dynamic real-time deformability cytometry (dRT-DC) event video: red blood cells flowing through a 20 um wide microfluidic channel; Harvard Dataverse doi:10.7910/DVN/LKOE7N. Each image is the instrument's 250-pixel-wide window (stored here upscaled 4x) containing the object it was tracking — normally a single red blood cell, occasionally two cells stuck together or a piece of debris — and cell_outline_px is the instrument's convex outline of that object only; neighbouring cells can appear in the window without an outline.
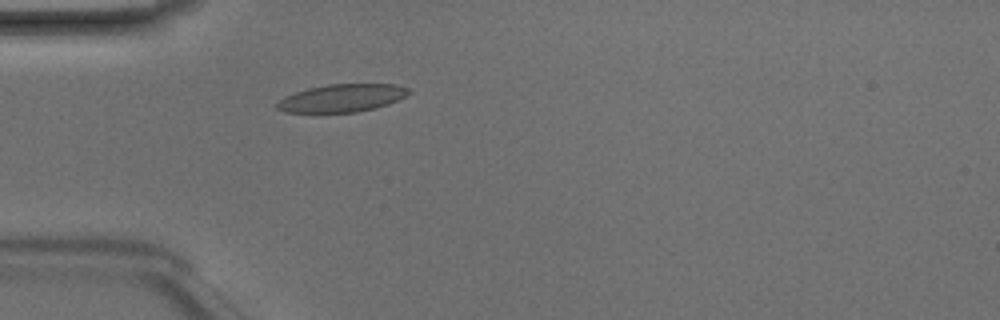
{"species": "Egyptian fruit bat (a non-hibernating species)", "species_latin": "Rousettus aegyptiacus", "temperature_condition": "room temperature", "stored_images_in_passage": 46, "camera_frame_rate_fps": 3000, "um_per_image_px": 0.085, "animal": {"sex": "male"}, "frame": {"image": 1, "passage_image": 12, "time_ms": 3.667, "image_size_px": [1000, 320], "cell_outline_px": [[412, 92], [388, 104], [376, 108], [356, 112], [284, 112], [276, 108], [276, 104], [284, 96], [308, 88], [328, 84], [396, 84], [408, 88]], "centroid_in_image_um": [29.06, 8.33], "position_along_channel_um": 55.9, "area_um2": 21.21}}
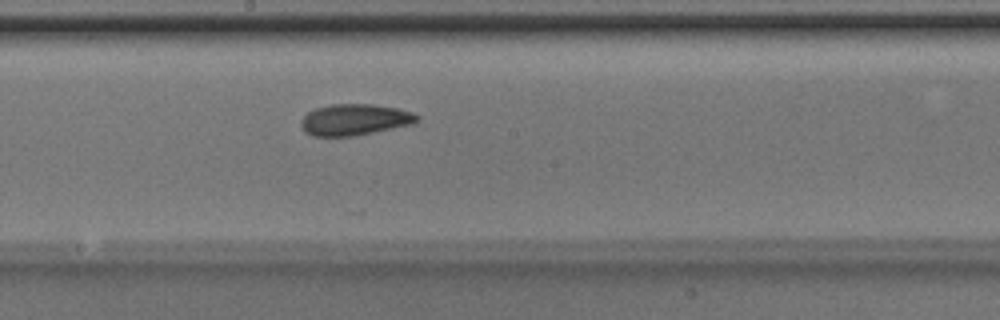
{"frame": {"image": 2, "passage_image": 24, "time_ms": 7.667, "image_size_px": [1000, 320], "cell_outline_px": [[420, 120], [412, 124], [352, 136], [312, 136], [304, 132], [300, 124], [300, 120], [308, 112], [316, 108], [328, 104], [372, 104], [396, 108], [412, 112], [420, 116]], "centroid_in_image_um": [30.12, 10.17], "position_along_channel_um": 218.1, "area_um2": 21.15}}
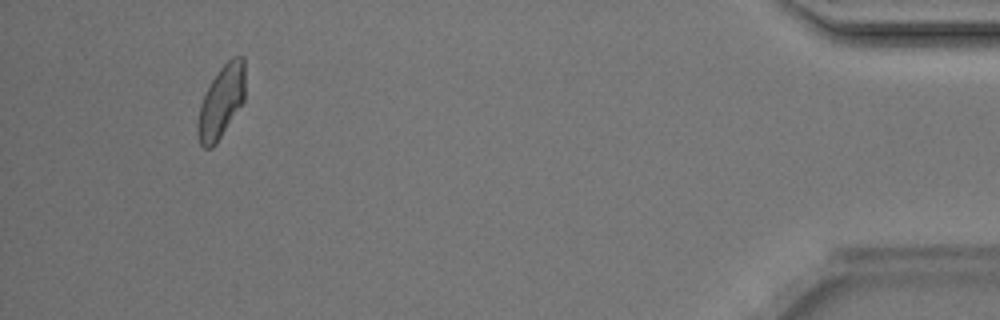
{"frame": {"image": 3, "passage_image": 43, "time_ms": 14.0, "image_size_px": [1000, 320], "cell_outline_px": [[244, 100], [216, 144], [212, 148], [204, 148], [200, 144], [196, 132], [196, 124], [200, 104], [212, 80], [220, 68], [232, 56], [244, 56]], "centroid_in_image_um": [18.78, 8.67], "position_along_channel_um": 416.4, "area_um2": 19.88}, "authors_computed_cell_mechanics": {"area_um2": 20.8947, "velocity_mm_per_s": 4.2098, "shape_relaxation_time_tau1_ms": 3.0679, "shape_relaxation_time_tau2_ms": 2.5974, "deformation_change_tau1": 0.1307, "deformation_change_tau2": 0.0945}}